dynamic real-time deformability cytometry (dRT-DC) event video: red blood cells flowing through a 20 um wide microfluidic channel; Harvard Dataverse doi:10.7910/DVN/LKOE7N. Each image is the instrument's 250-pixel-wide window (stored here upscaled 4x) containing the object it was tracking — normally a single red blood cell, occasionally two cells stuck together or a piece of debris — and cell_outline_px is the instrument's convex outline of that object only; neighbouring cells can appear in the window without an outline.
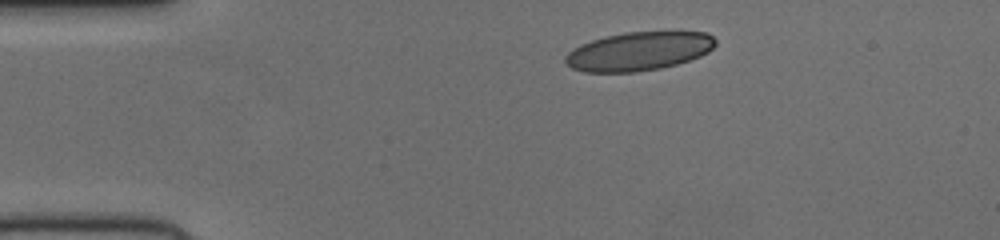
{"species": "human", "species_latin": "Homo sapiens", "temperature_condition": "cold", "stored_images_in_passage": 43, "camera_frame_rate_fps": 3000, "um_per_image_px": 0.085, "donor": {"sex": "female"}, "frame": {"image": 1, "passage_image": 1, "time_ms": 0.0, "image_size_px": [1000, 240], "cell_outline_px": [[716, 44], [708, 52], [700, 56], [676, 64], [660, 68], [636, 72], [584, 72], [572, 68], [564, 60], [564, 56], [568, 52], [580, 44], [592, 40], [624, 32], [708, 32], [716, 40]], "centroid_in_image_um": [54.29, 4.36], "position_along_channel_um": 30.7, "area_um2": 33.7}}
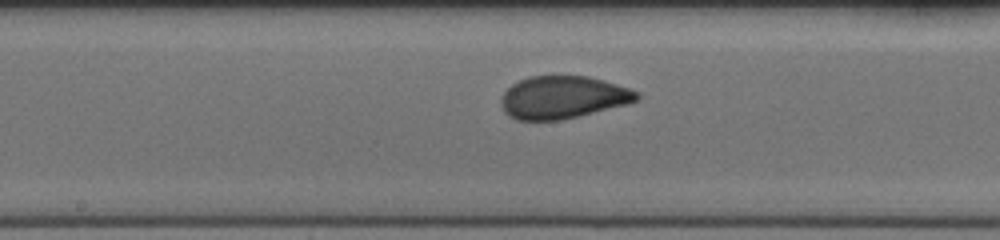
{"frame": {"image": 2, "passage_image": 18, "time_ms": 5.667, "image_size_px": [1000, 240], "cell_outline_px": [[640, 96], [636, 100], [628, 104], [560, 120], [516, 120], [508, 116], [504, 112], [500, 104], [500, 96], [512, 84], [528, 76], [588, 76], [604, 80], [640, 92]], "centroid_in_image_um": [47.81, 8.27], "position_along_channel_um": 200.4, "area_um2": 33.76}}
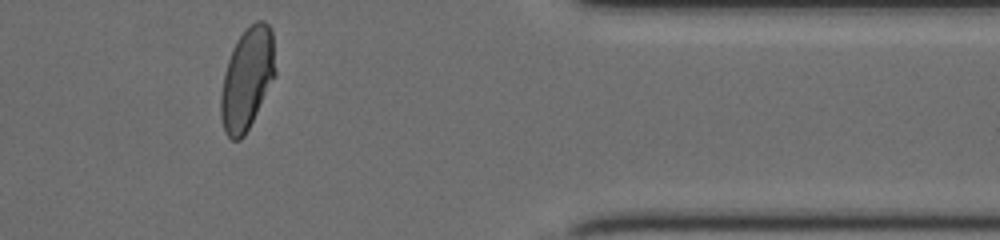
{"frame": {"image": 3, "passage_image": 34, "time_ms": 11.0, "image_size_px": [1000, 240], "cell_outline_px": [[276, 76], [244, 136], [240, 140], [232, 140], [224, 132], [220, 116], [220, 96], [224, 76], [228, 60], [232, 48], [236, 40], [256, 20], [264, 20], [272, 28], [276, 72]], "centroid_in_image_um": [21.01, 6.69], "position_along_channel_um": 390.4, "area_um2": 32.43}}